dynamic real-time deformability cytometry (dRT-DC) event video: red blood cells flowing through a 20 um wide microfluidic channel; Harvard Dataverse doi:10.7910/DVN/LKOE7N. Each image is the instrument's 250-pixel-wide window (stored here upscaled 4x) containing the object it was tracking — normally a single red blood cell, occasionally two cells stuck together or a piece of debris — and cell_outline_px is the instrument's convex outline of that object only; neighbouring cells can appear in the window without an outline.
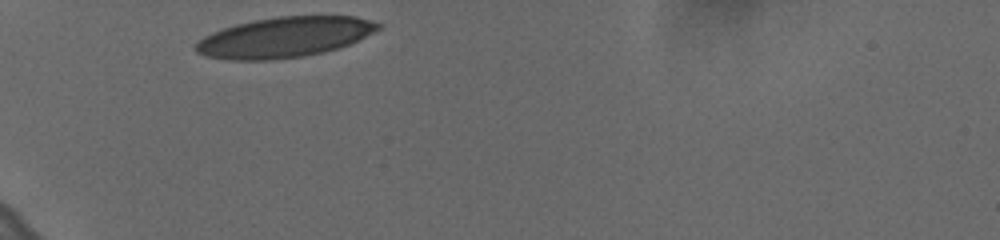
{"species": "human", "species_latin": "Homo sapiens", "temperature_condition": "cold", "stored_images_in_passage": 5, "camera_frame_rate_fps": 3000, "um_per_image_px": 0.085, "donor": {"sex": "female"}, "frame": {"image": 1, "passage_image": 1, "time_ms": 0.0, "image_size_px": [1000, 240], "cell_outline_px": [[384, 28], [348, 44], [324, 52], [300, 56], [272, 60], [232, 60], [208, 56], [196, 52], [196, 44], [204, 36], [212, 32], [236, 24], [252, 20], [276, 16], [356, 16], [384, 24]], "centroid_in_image_um": [24.23, 3.15], "position_along_channel_um": 60.8, "area_um2": 42.77}}
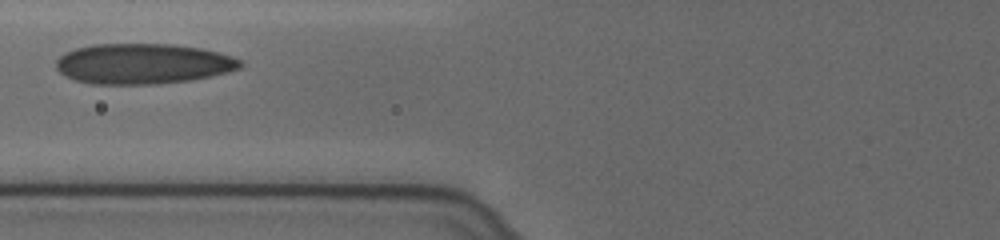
{"frame": {"image": 2, "passage_image": 4, "time_ms": 1.0, "image_size_px": [1000, 240], "cell_outline_px": [[244, 64], [240, 68], [228, 72], [212, 76], [188, 80], [156, 84], [92, 84], [76, 80], [60, 72], [56, 68], [56, 60], [64, 52], [76, 48], [92, 44], [172, 44], [200, 48], [232, 56], [240, 60]], "centroid_in_image_um": [12.15, 5.41], "position_along_channel_um": 113.7, "area_um2": 43.35}}